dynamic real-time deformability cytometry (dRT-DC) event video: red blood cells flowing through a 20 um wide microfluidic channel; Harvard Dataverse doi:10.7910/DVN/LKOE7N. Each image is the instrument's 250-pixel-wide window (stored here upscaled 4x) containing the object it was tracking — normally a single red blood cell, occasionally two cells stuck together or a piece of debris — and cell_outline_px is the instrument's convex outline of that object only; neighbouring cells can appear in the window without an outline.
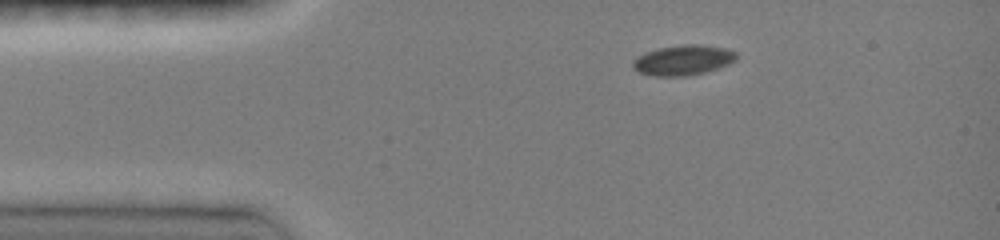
{"species": "common noctule bat (a hibernating species)", "species_latin": "Nyctalus noctula", "temperature_condition": "room temperature", "stored_images_in_passage": 38, "camera_frame_rate_fps": 3000, "um_per_image_px": 0.085, "animal": {"sex": "female", "body_mass_g": 19.0, "forearm_length_mm": 51.5}, "frame": {"image": 1, "passage_image": 1, "time_ms": 0.0, "image_size_px": [1000, 240], "cell_outline_px": [[736, 60], [720, 68], [704, 72], [684, 76], [652, 76], [640, 72], [632, 68], [632, 60], [636, 56], [644, 52], [656, 48], [684, 44], [696, 44], [728, 48], [736, 52]], "centroid_in_image_um": [58.03, 5.1], "position_along_channel_um": 27.0, "area_um2": 18.44}}
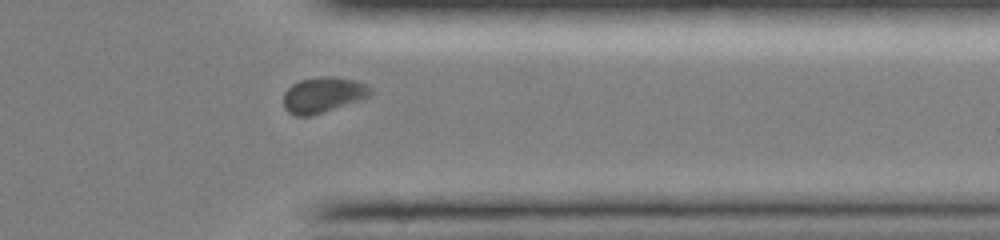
{"frame": {"image": 2, "passage_image": 30, "time_ms": 10.0, "image_size_px": [1000, 240], "cell_outline_px": [[372, 92], [368, 96], [312, 116], [296, 116], [288, 112], [284, 108], [284, 92], [292, 84], [300, 80], [324, 76], [328, 76], [356, 80], [372, 88]], "centroid_in_image_um": [27.41, 8.06], "position_along_channel_um": 384.0, "area_um2": 17.74}}
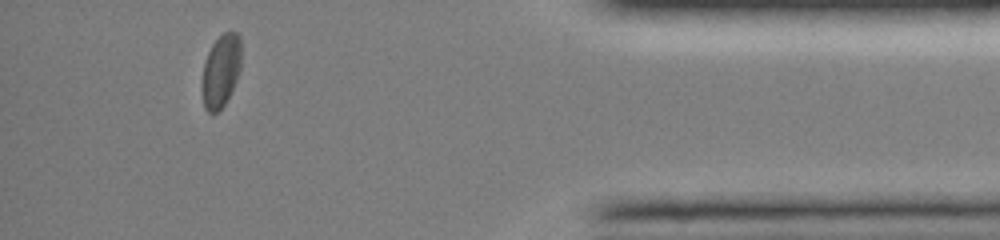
{"frame": {"image": 3, "passage_image": 35, "time_ms": 11.667, "image_size_px": [1000, 240], "cell_outline_px": [[240, 68], [236, 80], [224, 104], [216, 112], [208, 112], [204, 108], [200, 88], [200, 84], [204, 64], [208, 52], [212, 44], [224, 32], [236, 32], [240, 36]], "centroid_in_image_um": [18.74, 6.03], "position_along_channel_um": 416.5, "area_um2": 16.59}, "authors_computed_cell_mechanics": {"area_um2": 18.0914, "velocity_mm_per_s": 4.0187, "shape_relaxation_time_tau1_ms": 2.6134, "shape_relaxation_time_tau2_ms": null, "deformation_change_tau1": 0.0682, "deformation_change_tau2": null}}